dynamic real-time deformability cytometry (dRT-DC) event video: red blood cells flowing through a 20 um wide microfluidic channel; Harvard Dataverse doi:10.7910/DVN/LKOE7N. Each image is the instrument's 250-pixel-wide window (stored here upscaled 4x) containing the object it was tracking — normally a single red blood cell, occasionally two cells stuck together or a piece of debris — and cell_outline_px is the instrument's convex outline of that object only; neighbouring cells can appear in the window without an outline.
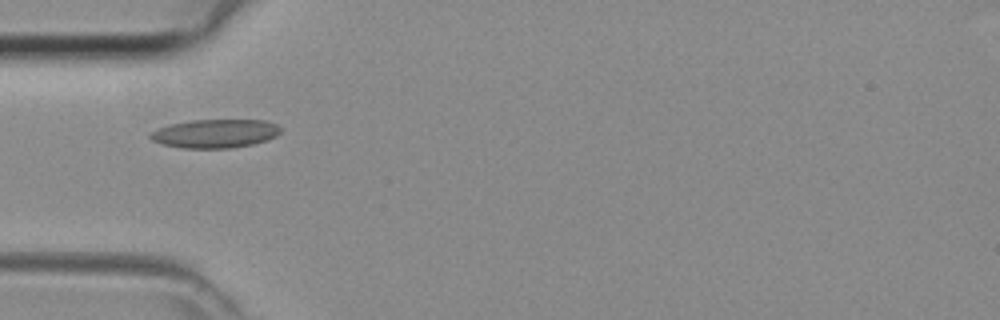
{"species": "common noctule bat (a hibernating species)", "species_latin": "Nyctalus noctula", "temperature_condition": "room temperature", "stored_images_in_passage": 11, "camera_frame_rate_fps": 3000, "um_per_image_px": 0.085, "animal": {"sex": "female", "body_mass_g": 29.2, "forearm_length_mm": 56.3}, "frame": {"image": 1, "passage_image": 1, "time_ms": 0.0, "image_size_px": [1000, 320], "cell_outline_px": [[280, 132], [276, 136], [252, 144], [232, 148], [184, 148], [164, 144], [152, 140], [148, 136], [152, 132], [160, 128], [172, 124], [192, 120], [264, 120], [276, 124], [280, 128]], "centroid_in_image_um": [18.3, 11.35], "position_along_channel_um": 66.7, "area_um2": 21.39}}
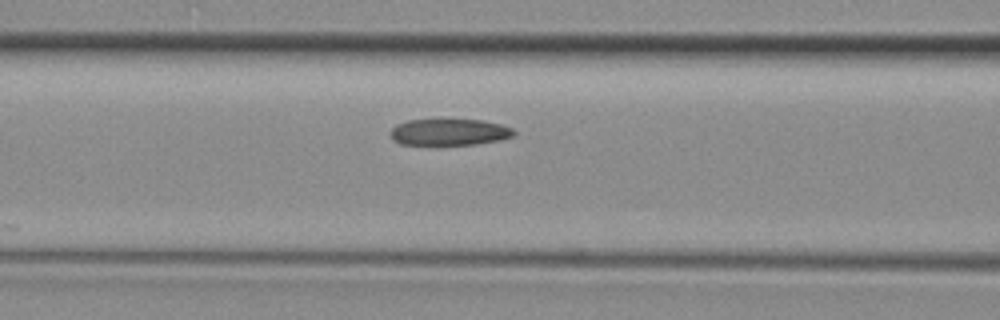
{"frame": {"image": 2, "passage_image": 5, "time_ms": 1.333, "image_size_px": [1000, 320], "cell_outline_px": [[516, 132], [512, 136], [500, 140], [476, 144], [400, 144], [392, 140], [388, 132], [396, 124], [408, 120], [444, 116], [484, 120], [500, 124], [512, 128]], "centroid_in_image_um": [38.14, 11.16], "position_along_channel_um": 128.5, "area_um2": 20.11}}
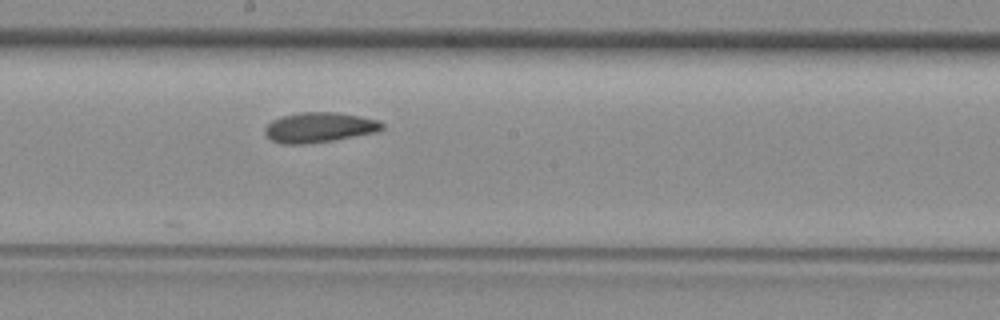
{"frame": {"image": 3, "passage_image": 11, "time_ms": 3.333, "image_size_px": [1000, 320], "cell_outline_px": [[384, 128], [376, 132], [332, 140], [304, 144], [284, 144], [272, 140], [264, 132], [264, 128], [272, 120], [284, 116], [300, 112], [332, 112], [360, 116], [380, 120], [384, 124]], "centroid_in_image_um": [27.15, 10.82], "position_along_channel_um": 221.0, "area_um2": 20.35}}